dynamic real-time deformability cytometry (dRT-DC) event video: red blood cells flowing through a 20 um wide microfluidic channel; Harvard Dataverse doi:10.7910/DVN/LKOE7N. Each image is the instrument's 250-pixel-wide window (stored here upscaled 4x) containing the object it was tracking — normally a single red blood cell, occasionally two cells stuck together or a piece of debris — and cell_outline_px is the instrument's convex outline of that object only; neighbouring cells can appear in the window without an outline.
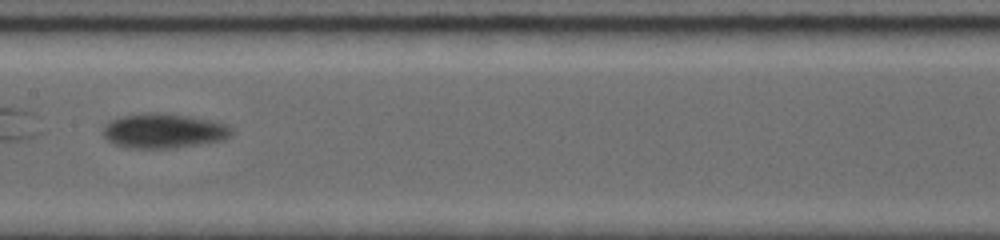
{"species": "common noctule bat (a hibernating species)", "species_latin": "Nyctalus noctula", "temperature_condition": "room temperature", "stored_images_in_passage": 14, "camera_frame_rate_fps": 5000, "um_per_image_px": 0.085, "animal": {"sex": "female", "body_mass_g": 19.0, "forearm_length_mm": 56.7}, "frame": {"image": 1, "passage_image": 8, "time_ms": 4.2, "image_size_px": [1000, 240], "cell_outline_px": [[228, 132], [224, 136], [216, 140], [160, 148], [140, 148], [116, 144], [108, 140], [104, 136], [104, 128], [112, 120], [124, 116], [184, 116], [208, 120], [224, 124], [228, 128]], "centroid_in_image_um": [13.8, 11.15], "position_along_channel_um": 193.6, "area_um2": 23.12}}